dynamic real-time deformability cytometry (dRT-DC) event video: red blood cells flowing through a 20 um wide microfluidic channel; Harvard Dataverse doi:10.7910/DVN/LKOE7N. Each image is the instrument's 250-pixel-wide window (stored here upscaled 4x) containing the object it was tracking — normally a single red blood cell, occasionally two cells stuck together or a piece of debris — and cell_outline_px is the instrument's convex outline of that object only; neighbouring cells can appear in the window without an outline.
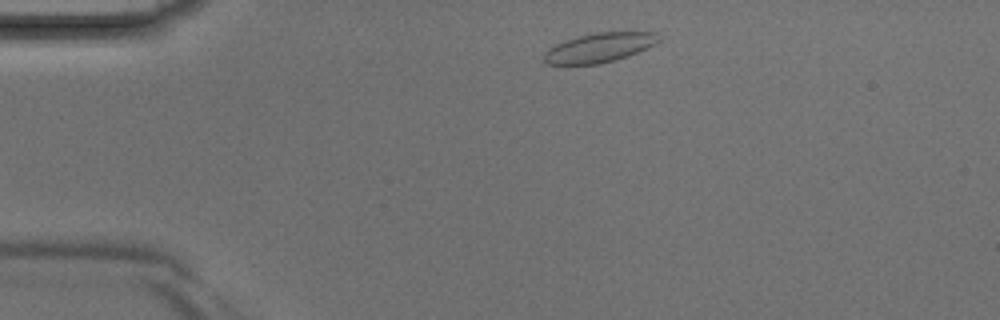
{"species": "Egyptian fruit bat (a non-hibernating species)", "species_latin": "Rousettus aegyptiacus", "temperature_condition": "room temperature", "stored_images_in_passage": 2, "camera_frame_rate_fps": 3000, "um_per_image_px": 0.085, "animal": {"sex": "male"}, "frame": {"image": 1, "passage_image": 1, "time_ms": 0.0, "image_size_px": [1000, 320], "cell_outline_px": [[660, 40], [656, 44], [628, 56], [616, 60], [600, 64], [544, 64], [544, 52], [548, 48], [564, 40], [596, 32], [656, 32]], "centroid_in_image_um": [50.93, 4.05], "position_along_channel_um": 34.1, "area_um2": 19.65}}